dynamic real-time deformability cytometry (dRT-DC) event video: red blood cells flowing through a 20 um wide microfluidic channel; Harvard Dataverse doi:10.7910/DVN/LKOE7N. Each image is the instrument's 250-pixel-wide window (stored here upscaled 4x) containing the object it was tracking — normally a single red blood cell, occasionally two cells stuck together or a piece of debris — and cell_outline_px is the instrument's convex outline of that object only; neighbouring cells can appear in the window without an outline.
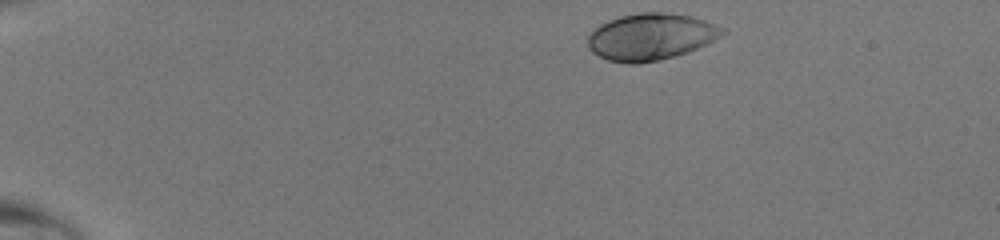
{"species": "human", "species_latin": "Homo sapiens", "temperature_condition": "room temperature", "stored_images_in_passage": 40, "camera_frame_rate_fps": 3000, "um_per_image_px": 0.085, "donor": {"sex": "male"}, "frame": {"image": 1, "passage_image": 1, "time_ms": 0.0, "image_size_px": [1000, 240], "cell_outline_px": [[728, 32], [708, 44], [688, 52], [676, 56], [660, 60], [636, 64], [628, 64], [608, 60], [592, 52], [588, 48], [588, 36], [600, 24], [608, 20], [620, 16], [640, 12], [664, 12], [688, 16], [704, 20], [724, 28]], "centroid_in_image_um": [55.33, 3.13], "position_along_channel_um": 29.7, "area_um2": 36.76}}
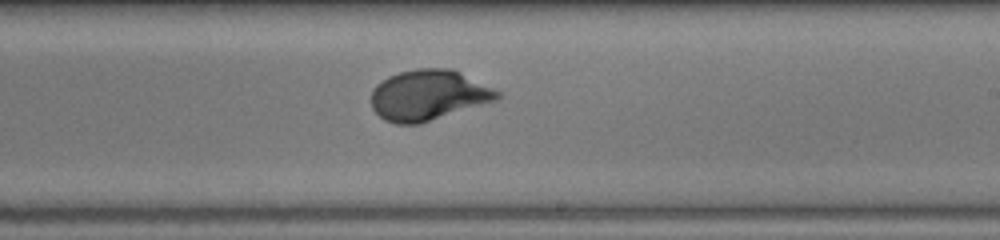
{"frame": {"image": 2, "passage_image": 23, "time_ms": 7.333, "image_size_px": [1000, 240], "cell_outline_px": [[504, 96], [500, 100], [420, 124], [396, 124], [384, 120], [372, 108], [372, 88], [376, 84], [388, 76], [400, 72], [416, 68], [452, 68], [500, 92]], "centroid_in_image_um": [36.44, 8.1], "position_along_channel_um": 252.6, "area_um2": 37.45}}
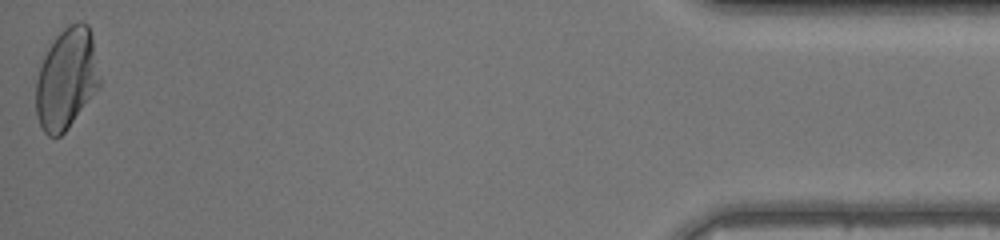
{"frame": {"image": 3, "passage_image": 40, "time_ms": 13.0, "image_size_px": [1000, 240], "cell_outline_px": [[100, 84], [68, 128], [60, 136], [48, 136], [44, 132], [36, 116], [36, 80], [40, 64], [48, 48], [56, 36], [68, 24], [80, 20], [88, 24], [92, 36], [100, 80]], "centroid_in_image_um": [5.63, 6.67], "position_along_channel_um": 429.6, "area_um2": 37.22}}